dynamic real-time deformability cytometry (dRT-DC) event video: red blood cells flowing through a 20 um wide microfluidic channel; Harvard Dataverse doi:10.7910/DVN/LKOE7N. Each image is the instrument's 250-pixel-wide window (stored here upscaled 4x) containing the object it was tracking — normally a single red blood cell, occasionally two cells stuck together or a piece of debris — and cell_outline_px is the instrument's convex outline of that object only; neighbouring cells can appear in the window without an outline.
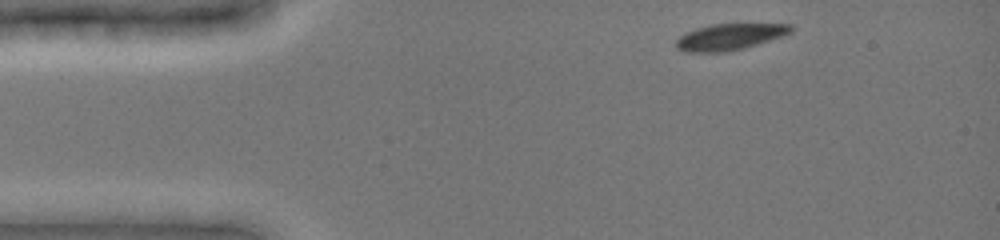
{"species": "common noctule bat (a hibernating species)", "species_latin": "Nyctalus noctula", "temperature_condition": "cold", "stored_images_in_passage": 38, "camera_frame_rate_fps": 3000, "um_per_image_px": 0.085, "animal": {"sex": "female", "body_mass_g": 19.0, "forearm_length_mm": 51.5}, "frame": {"image": 1, "passage_image": 1, "time_ms": 0.0, "image_size_px": [1000, 240], "cell_outline_px": [[792, 32], [784, 36], [744, 48], [728, 52], [684, 52], [676, 48], [676, 40], [680, 36], [696, 28], [712, 24], [792, 24]], "centroid_in_image_um": [62.03, 3.14], "position_along_channel_um": 23.0, "area_um2": 17.63}}
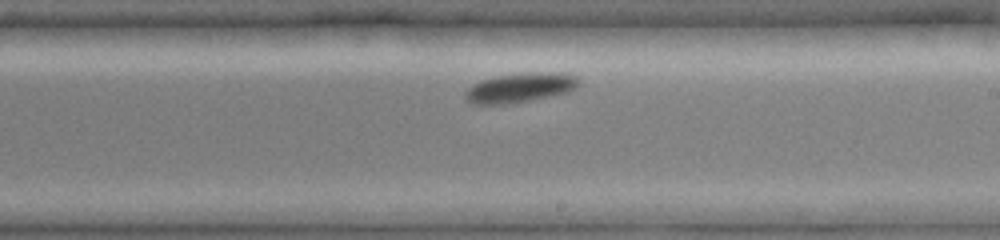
{"frame": {"image": 2, "passage_image": 24, "time_ms": 7.667, "image_size_px": [1000, 240], "cell_outline_px": [[580, 84], [568, 92], [528, 100], [504, 104], [472, 104], [464, 96], [464, 92], [468, 88], [484, 80], [496, 76], [576, 76], [580, 80]], "centroid_in_image_um": [44.09, 7.54], "position_along_channel_um": 244.9, "area_um2": 17.63}}
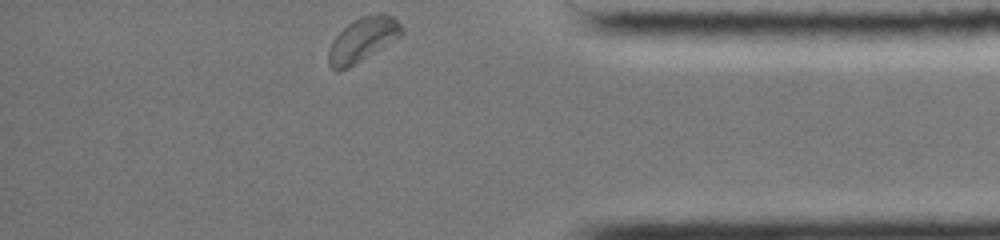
{"frame": {"image": 3, "passage_image": 38, "time_ms": 12.333, "image_size_px": [1000, 240], "cell_outline_px": [[404, 32], [400, 36], [348, 68], [340, 72], [336, 72], [328, 64], [328, 52], [332, 40], [348, 24], [360, 16], [376, 12], [380, 12], [392, 16], [404, 28]], "centroid_in_image_um": [30.81, 3.35], "position_along_channel_um": 404.4, "area_um2": 18.73}, "authors_computed_cell_mechanics": {"area_um2": 19.2185, "velocity_mm_per_s": 3.6863, "shape_relaxation_time_tau1_ms": 0.9189, "shape_relaxation_time_tau2_ms": null, "deformation_change_tau1": 0.0765, "deformation_change_tau2": null}}